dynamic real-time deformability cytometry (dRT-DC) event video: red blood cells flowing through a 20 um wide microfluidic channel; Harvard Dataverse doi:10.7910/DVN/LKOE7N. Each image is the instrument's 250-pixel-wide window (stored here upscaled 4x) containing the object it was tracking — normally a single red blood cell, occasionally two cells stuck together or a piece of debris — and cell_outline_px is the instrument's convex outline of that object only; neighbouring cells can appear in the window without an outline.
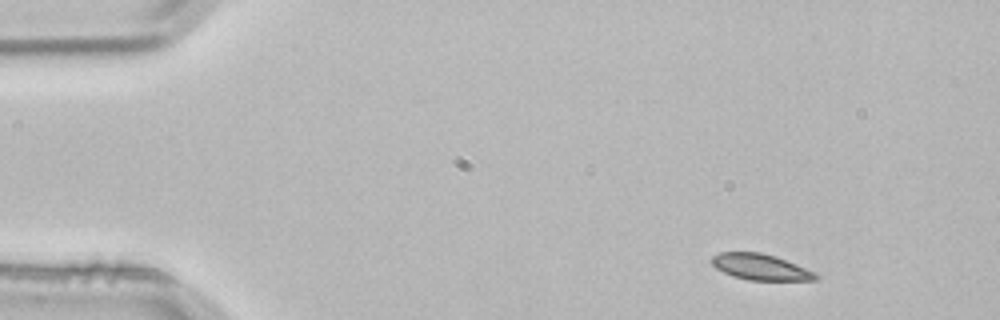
{"species": "common noctule bat (a hibernating species)", "species_latin": "Nyctalus noctula", "temperature_condition": "room temperature", "stored_images_in_passage": 3, "camera_frame_rate_fps": 3000, "um_per_image_px": 0.085, "animal": {"sex": "male", "body_mass_g": 21.5, "forearm_length_mm": 52.0}, "frame": {"image": 1, "passage_image": 1, "time_ms": 0.0, "image_size_px": [1000, 320], "cell_outline_px": [[820, 276], [816, 280], [748, 280], [732, 276], [716, 268], [712, 264], [712, 256], [720, 252], [760, 252], [776, 256], [816, 272]], "centroid_in_image_um": [64.66, 22.69], "position_along_channel_um": 20.3, "area_um2": 15.78}}